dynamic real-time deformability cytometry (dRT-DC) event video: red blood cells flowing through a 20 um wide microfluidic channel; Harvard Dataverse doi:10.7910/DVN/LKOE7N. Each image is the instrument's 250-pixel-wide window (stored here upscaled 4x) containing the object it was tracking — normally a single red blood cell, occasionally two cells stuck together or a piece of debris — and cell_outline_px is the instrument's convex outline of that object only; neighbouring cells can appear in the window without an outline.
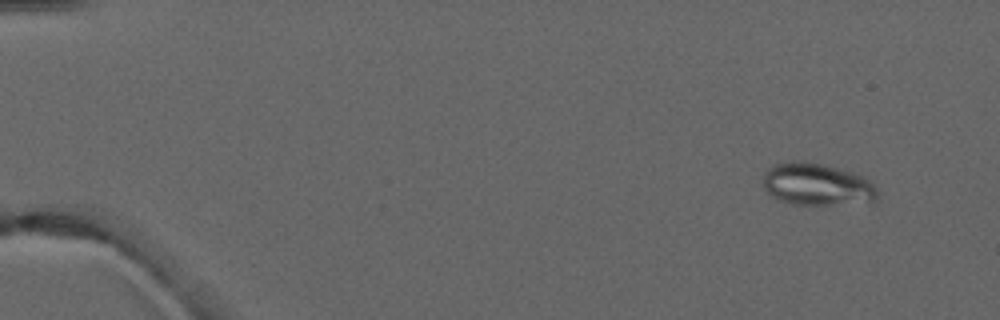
{"species": "common noctule bat (a hibernating species)", "species_latin": "Nyctalus noctula", "temperature_condition": "warm", "stored_images_in_passage": 5, "camera_frame_rate_fps": 3000, "um_per_image_px": 0.085, "animal": {"sex": "male", "forearm_length_mm": 52.5}, "frame": {"image": 1, "passage_image": 2, "time_ms": 1.0, "image_size_px": [1000, 320], "cell_outline_px": [[876, 200], [828, 204], [792, 204], [780, 200], [772, 196], [764, 188], [764, 172], [768, 168], [776, 164], [792, 160], [796, 160], [824, 164], [852, 172], [864, 176], [872, 180], [876, 188]], "centroid_in_image_um": [69.42, 15.64], "position_along_channel_um": 15.6, "area_um2": 27.86}}